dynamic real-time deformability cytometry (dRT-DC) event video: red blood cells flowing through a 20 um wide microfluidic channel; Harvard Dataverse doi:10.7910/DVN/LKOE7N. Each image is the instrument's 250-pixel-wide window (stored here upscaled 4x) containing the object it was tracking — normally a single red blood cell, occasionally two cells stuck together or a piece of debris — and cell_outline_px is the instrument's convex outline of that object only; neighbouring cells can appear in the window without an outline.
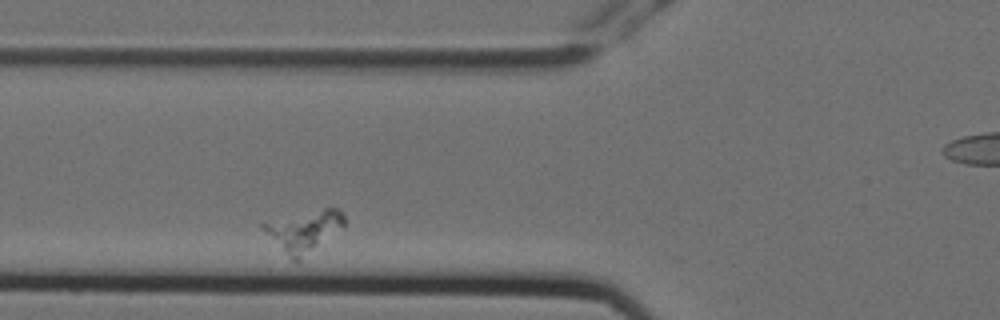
{"species": "Egyptian fruit bat (a non-hibernating species)", "species_latin": "Rousettus aegyptiacus", "temperature_condition": "cold", "stored_images_in_passage": 4, "camera_frame_rate_fps": 3000, "um_per_image_px": 0.085, "animal": {"sex": "female"}, "frame": {"image": 1, "passage_image": 3, "time_ms": 0.667, "image_size_px": [1000, 320], "cell_outline_px": [[344, 224], [296, 264], [292, 260], [260, 224], [324, 208], [340, 208], [344, 212]], "centroid_in_image_um": [25.9, 19.63], "position_along_channel_um": 99.9, "area_um2": 18.15}}